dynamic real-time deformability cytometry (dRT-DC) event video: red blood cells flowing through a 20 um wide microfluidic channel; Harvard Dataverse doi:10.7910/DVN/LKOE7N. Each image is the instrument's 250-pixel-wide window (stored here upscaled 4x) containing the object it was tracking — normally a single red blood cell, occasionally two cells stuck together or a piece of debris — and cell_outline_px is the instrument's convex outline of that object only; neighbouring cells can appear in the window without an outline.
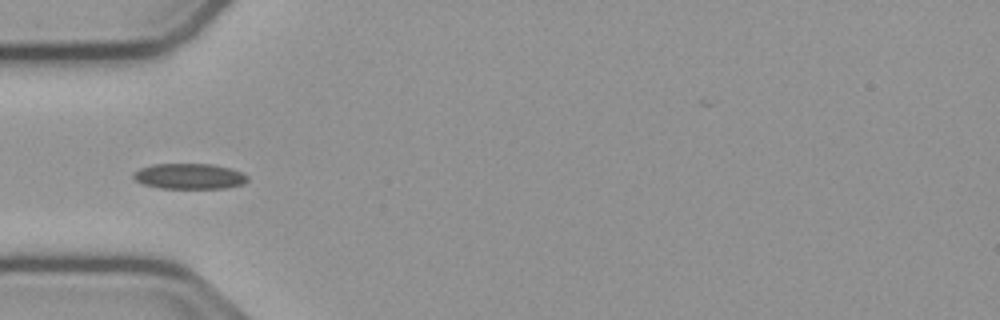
{"species": "common noctule bat (a hibernating species)", "species_latin": "Nyctalus noctula", "temperature_condition": "cold", "stored_images_in_passage": 38, "camera_frame_rate_fps": 3000, "um_per_image_px": 0.085, "animal": {"sex": "male", "body_mass_g": 23.1, "forearm_length_mm": 52.7}, "frame": {"image": 1, "passage_image": 1, "time_ms": 0.0, "image_size_px": [1000, 320], "cell_outline_px": [[248, 180], [244, 184], [228, 188], [160, 188], [140, 184], [132, 176], [132, 172], [140, 168], [152, 164], [212, 164], [228, 168], [240, 172], [248, 176]], "centroid_in_image_um": [16.06, 14.99], "position_along_channel_um": 68.9, "area_um2": 17.11}}
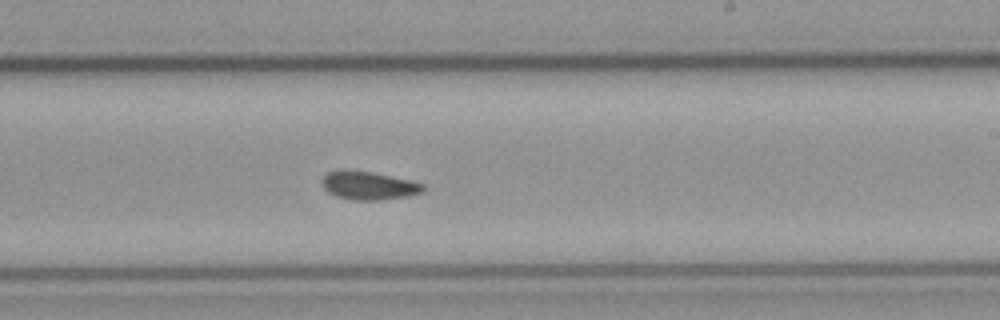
{"frame": {"image": 2, "passage_image": 16, "time_ms": 5.0, "image_size_px": [1000, 320], "cell_outline_px": [[424, 188], [420, 192], [408, 196], [380, 200], [352, 200], [336, 196], [328, 192], [320, 184], [320, 180], [328, 172], [340, 168], [348, 168], [372, 172], [408, 180], [424, 184]], "centroid_in_image_um": [31.24, 15.75], "position_along_channel_um": 257.8, "area_um2": 16.88}}
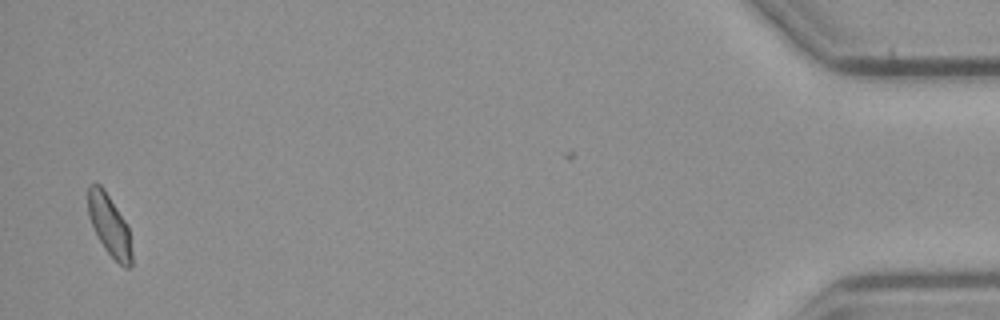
{"frame": {"image": 3, "passage_image": 37, "time_ms": 12.0, "image_size_px": [1000, 320], "cell_outline_px": [[132, 268], [124, 268], [104, 248], [88, 216], [88, 184], [100, 184], [104, 188], [128, 224], [132, 252]], "centroid_in_image_um": [9.33, 19.14], "position_along_channel_um": 425.9, "area_um2": 15.66}, "authors_computed_cell_mechanics": {"area_um2": 16.473, "velocity_mm_per_s": 3.7577, "shape_relaxation_time_tau1_ms": 4.3915, "shape_relaxation_time_tau2_ms": 2.9704, "deformation_change_tau1": 0.0861, "deformation_change_tau2": 0.0653}}